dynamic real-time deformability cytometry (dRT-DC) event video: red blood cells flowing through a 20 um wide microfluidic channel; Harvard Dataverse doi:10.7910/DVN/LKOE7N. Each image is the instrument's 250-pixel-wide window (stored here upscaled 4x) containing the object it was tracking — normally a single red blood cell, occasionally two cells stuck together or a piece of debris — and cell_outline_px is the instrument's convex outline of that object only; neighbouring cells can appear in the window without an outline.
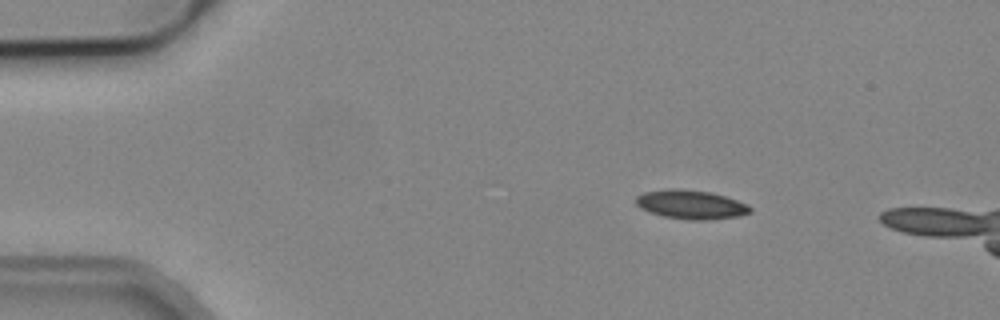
{"species": "common noctule bat (a hibernating species)", "species_latin": "Nyctalus noctula", "temperature_condition": "cold", "stored_images_in_passage": 8, "camera_frame_rate_fps": 3000, "um_per_image_px": 0.085, "animal": {"sex": "male", "body_mass_g": 19.2, "forearm_length_mm": 51.8}, "frame": {"image": 1, "passage_image": 1, "time_ms": 0.0, "image_size_px": [1000, 320], "cell_outline_px": [[752, 212], [736, 216], [708, 220], [688, 220], [664, 216], [648, 212], [640, 208], [636, 204], [636, 196], [644, 192], [668, 188], [680, 188], [712, 192], [748, 204], [752, 208]], "centroid_in_image_um": [58.71, 17.38], "position_along_channel_um": 26.3, "area_um2": 19.42}}